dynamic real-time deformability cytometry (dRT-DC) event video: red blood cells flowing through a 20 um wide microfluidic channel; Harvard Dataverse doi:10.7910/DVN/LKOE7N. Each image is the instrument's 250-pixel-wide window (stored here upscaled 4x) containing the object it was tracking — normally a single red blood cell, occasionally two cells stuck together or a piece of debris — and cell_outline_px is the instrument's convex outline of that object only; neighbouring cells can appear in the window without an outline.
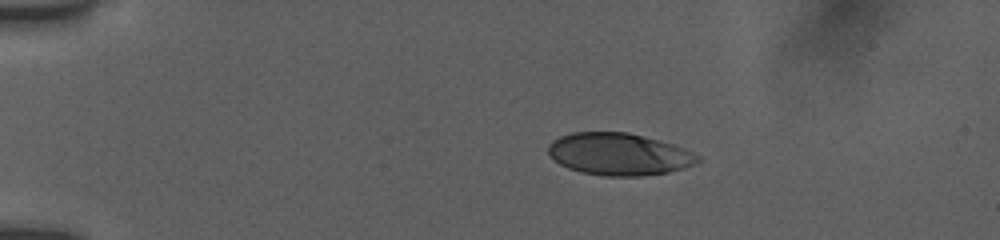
{"species": "human", "species_latin": "Homo sapiens", "temperature_condition": "room temperature", "stored_images_in_passage": 43, "camera_frame_rate_fps": 3000, "um_per_image_px": 0.085, "donor": {"sex": "female"}, "frame": {"image": 1, "passage_image": 1, "time_ms": 0.0, "image_size_px": [1000, 240], "cell_outline_px": [[700, 160], [696, 164], [684, 168], [668, 172], [640, 176], [604, 176], [584, 172], [568, 168], [560, 164], [548, 152], [548, 144], [552, 140], [560, 136], [572, 132], [628, 132], [672, 144], [684, 148], [700, 156]], "centroid_in_image_um": [52.62, 13.1], "position_along_channel_um": 32.4, "area_um2": 36.59}}
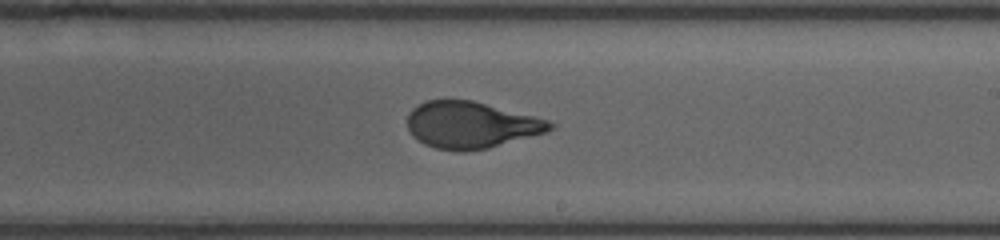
{"frame": {"image": 2, "passage_image": 23, "time_ms": 7.333, "image_size_px": [1000, 240], "cell_outline_px": [[556, 124], [548, 132], [488, 148], [464, 152], [460, 152], [436, 148], [424, 144], [416, 140], [412, 136], [408, 128], [408, 112], [412, 108], [424, 100], [472, 100], [548, 120]], "centroid_in_image_um": [40.0, 10.63], "position_along_channel_um": 249.0, "area_um2": 38.84}}
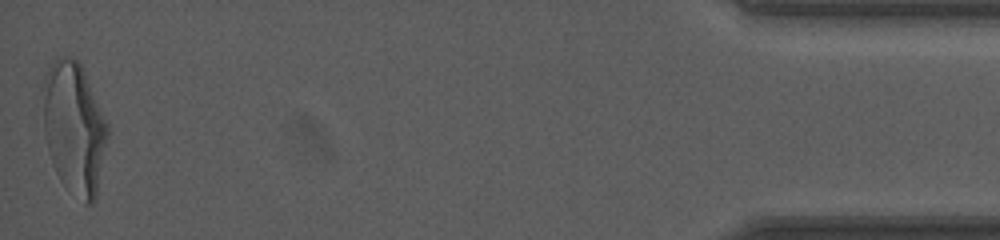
{"frame": {"image": 3, "passage_image": 43, "time_ms": 14.0, "image_size_px": [1000, 240], "cell_outline_px": [[108, 136], [96, 200], [92, 204], [84, 204], [60, 180], [52, 164], [44, 132], [40, 88], [44, 76], [52, 60], [56, 56], [72, 56], [80, 64], [84, 72], [108, 124]], "centroid_in_image_um": [6.27, 10.84], "position_along_channel_um": 428.9, "area_um2": 50.29}, "authors_computed_cell_mechanics": {"area_um2": 39.4196, "velocity_mm_per_s": 3.9139, "shape_relaxation_time_tau1_ms": 4.7028, "shape_relaxation_time_tau2_ms": null, "deformation_change_tau1": 0.191, "deformation_change_tau2": null}}